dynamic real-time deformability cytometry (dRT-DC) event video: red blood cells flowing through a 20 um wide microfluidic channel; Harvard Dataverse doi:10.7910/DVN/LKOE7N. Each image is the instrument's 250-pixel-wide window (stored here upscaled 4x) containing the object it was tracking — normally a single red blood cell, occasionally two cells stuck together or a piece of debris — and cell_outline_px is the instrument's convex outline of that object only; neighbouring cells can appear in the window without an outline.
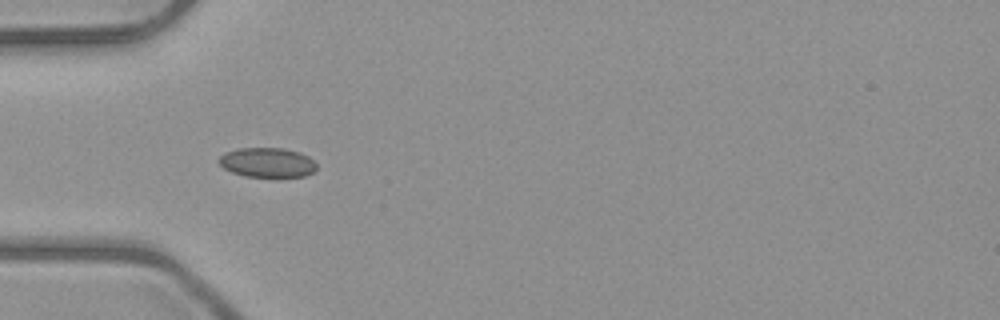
{"species": "common noctule bat (a hibernating species)", "species_latin": "Nyctalus noctula", "temperature_condition": "room temperature", "stored_images_in_passage": 7, "camera_frame_rate_fps": 3000, "um_per_image_px": 0.085, "animal": {"sex": "male", "body_mass_g": 23.1, "forearm_length_mm": 52.7}, "frame": {"image": 1, "passage_image": 4, "time_ms": 3.667, "image_size_px": [1000, 320], "cell_outline_px": [[316, 168], [312, 172], [304, 176], [244, 176], [232, 172], [224, 168], [216, 160], [224, 152], [240, 148], [284, 148], [300, 152], [308, 156], [316, 164]], "centroid_in_image_um": [22.69, 13.79], "position_along_channel_um": 62.3, "area_um2": 16.76}}
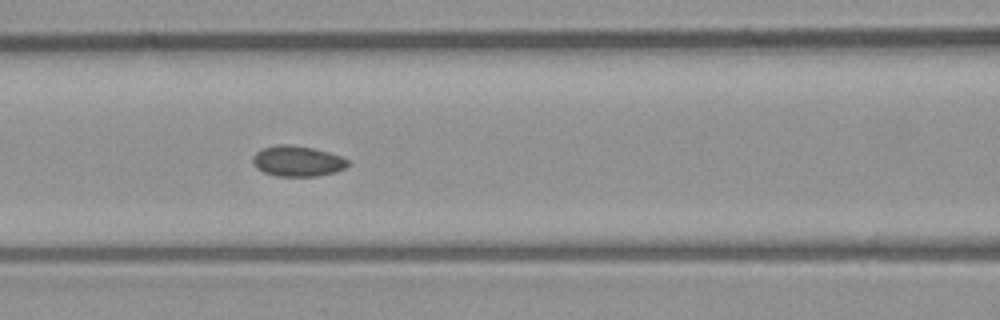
{"frame": {"image": 2, "passage_image": 6, "time_ms": 5.667, "image_size_px": [1000, 320], "cell_outline_px": [[352, 164], [336, 172], [316, 176], [276, 176], [264, 172], [256, 168], [252, 164], [252, 156], [256, 152], [264, 148], [276, 144], [288, 144], [312, 148], [328, 152], [340, 156], [348, 160]], "centroid_in_image_um": [25.27, 13.7], "position_along_channel_um": 141.3, "area_um2": 17.05}}
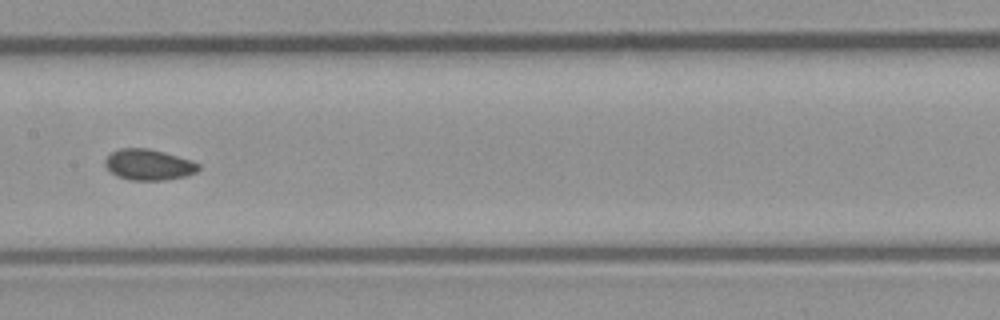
{"frame": {"image": 3, "passage_image": 7, "time_ms": 7.0, "image_size_px": [1000, 320], "cell_outline_px": [[200, 168], [196, 172], [188, 176], [164, 180], [128, 180], [116, 176], [104, 164], [104, 160], [112, 152], [120, 148], [148, 148], [164, 152], [200, 164]], "centroid_in_image_um": [12.63, 14.01], "position_along_channel_um": 194.8, "area_um2": 16.76}}